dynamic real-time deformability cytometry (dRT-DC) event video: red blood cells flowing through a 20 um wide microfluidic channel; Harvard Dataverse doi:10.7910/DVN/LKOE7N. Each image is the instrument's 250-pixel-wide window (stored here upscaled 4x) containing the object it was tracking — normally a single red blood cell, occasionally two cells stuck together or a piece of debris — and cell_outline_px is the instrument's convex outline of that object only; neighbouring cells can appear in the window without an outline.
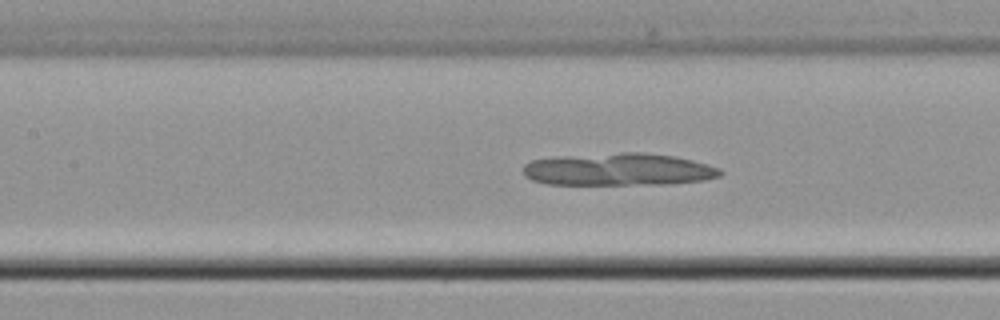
{"species": "common noctule bat (a hibernating species)", "species_latin": "Nyctalus noctula", "temperature_condition": "cold", "stored_images_in_passage": 48, "camera_frame_rate_fps": 3000, "um_per_image_px": 0.085, "animal": {"sex": "male", "body_mass_g": 21.5, "forearm_length_mm": 52.0}, "frame": {"image": 1, "passage_image": 20, "time_ms": 6.333, "image_size_px": [1000, 320], "cell_outline_px": [[724, 172], [720, 176], [704, 180], [672, 184], [548, 184], [532, 180], [524, 176], [524, 164], [532, 160], [560, 156], [620, 152], [640, 152], [676, 156], [708, 164], [720, 168]], "centroid_in_image_um": [52.61, 14.4], "position_along_channel_um": 154.8, "area_um2": 37.45}}
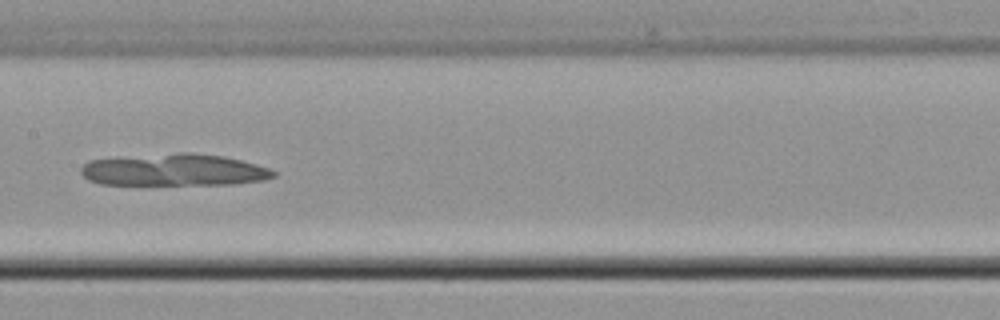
{"frame": {"image": 2, "passage_image": 23, "time_ms": 7.333, "image_size_px": [1000, 320], "cell_outline_px": [[276, 176], [264, 180], [236, 184], [100, 184], [88, 180], [80, 172], [80, 168], [88, 160], [180, 152], [192, 152], [224, 156], [256, 164], [268, 168], [276, 172]], "centroid_in_image_um": [14.81, 14.44], "position_along_channel_um": 192.6, "area_um2": 35.84}}
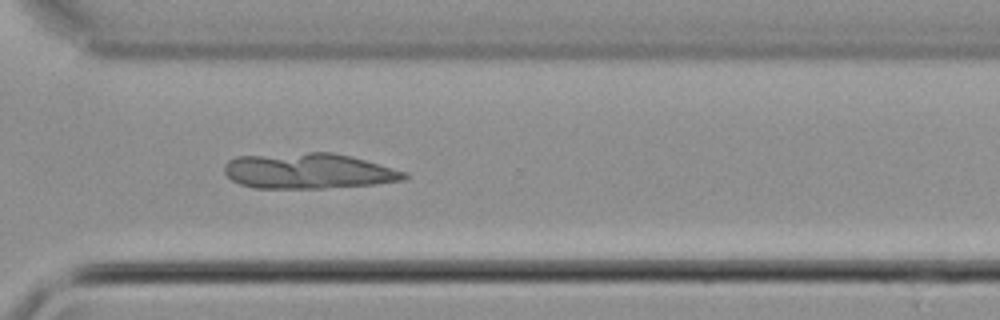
{"frame": {"image": 3, "passage_image": 35, "time_ms": 11.333, "image_size_px": [1000, 320], "cell_outline_px": [[408, 176], [404, 180], [376, 184], [324, 188], [252, 188], [240, 184], [232, 180], [224, 172], [224, 164], [228, 160], [236, 156], [308, 152], [332, 152], [352, 156], [408, 172]], "centroid_in_image_um": [26.22, 14.53], "position_along_channel_um": 344.4, "area_um2": 37.57}}